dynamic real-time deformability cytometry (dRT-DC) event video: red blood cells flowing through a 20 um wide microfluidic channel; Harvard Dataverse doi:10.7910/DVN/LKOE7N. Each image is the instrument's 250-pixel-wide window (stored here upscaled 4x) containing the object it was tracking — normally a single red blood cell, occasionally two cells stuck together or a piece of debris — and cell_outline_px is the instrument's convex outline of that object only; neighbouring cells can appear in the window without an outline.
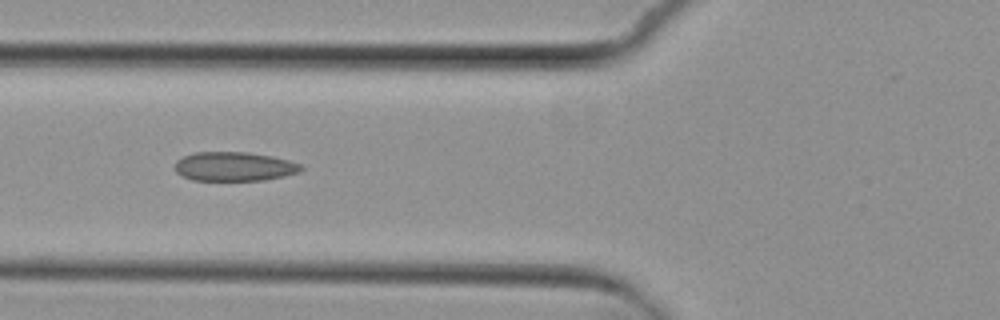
{"species": "common noctule bat (a hibernating species)", "species_latin": "Nyctalus noctula", "temperature_condition": "cold", "stored_images_in_passage": 7, "camera_frame_rate_fps": 3000, "um_per_image_px": 0.085, "animal": {"sex": "female", "body_mass_g": 29.2, "forearm_length_mm": 56.3}, "frame": {"image": 1, "passage_image": 5, "time_ms": 4.667, "image_size_px": [1000, 320], "cell_outline_px": [[304, 168], [300, 172], [284, 176], [264, 180], [192, 180], [176, 172], [172, 168], [176, 160], [184, 156], [196, 152], [248, 152], [272, 156], [288, 160], [300, 164]], "centroid_in_image_um": [19.89, 14.15], "position_along_channel_um": 105.9, "area_um2": 21.5}}
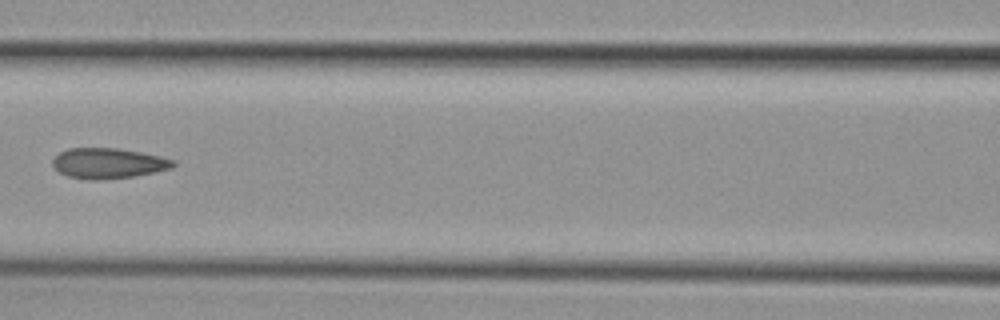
{"frame": {"image": 2, "passage_image": 6, "time_ms": 6.0, "image_size_px": [1000, 320], "cell_outline_px": [[176, 164], [172, 168], [132, 176], [100, 180], [84, 180], [68, 176], [60, 172], [52, 164], [52, 160], [60, 152], [68, 148], [120, 148], [160, 156], [176, 160]], "centroid_in_image_um": [9.2, 13.87], "position_along_channel_um": 157.4, "area_um2": 21.33}}
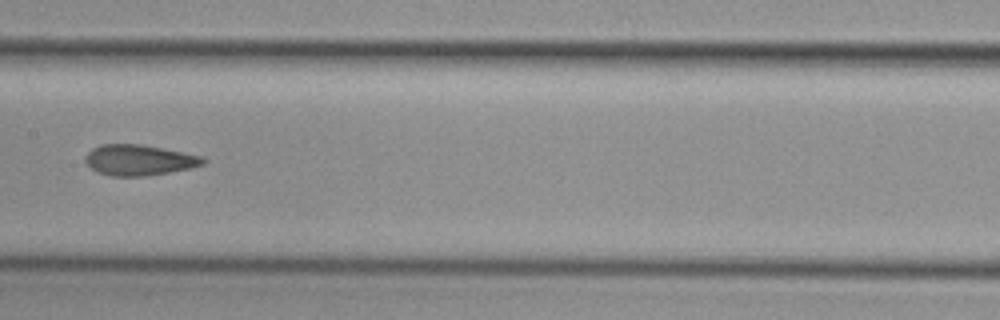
{"frame": {"image": 3, "passage_image": 7, "time_ms": 7.0, "image_size_px": [1000, 320], "cell_outline_px": [[208, 160], [204, 164], [192, 168], [148, 176], [112, 176], [96, 172], [84, 160], [84, 156], [92, 148], [100, 144], [140, 144], [200, 156]], "centroid_in_image_um": [11.8, 13.61], "position_along_channel_um": 195.6, "area_um2": 21.04}}